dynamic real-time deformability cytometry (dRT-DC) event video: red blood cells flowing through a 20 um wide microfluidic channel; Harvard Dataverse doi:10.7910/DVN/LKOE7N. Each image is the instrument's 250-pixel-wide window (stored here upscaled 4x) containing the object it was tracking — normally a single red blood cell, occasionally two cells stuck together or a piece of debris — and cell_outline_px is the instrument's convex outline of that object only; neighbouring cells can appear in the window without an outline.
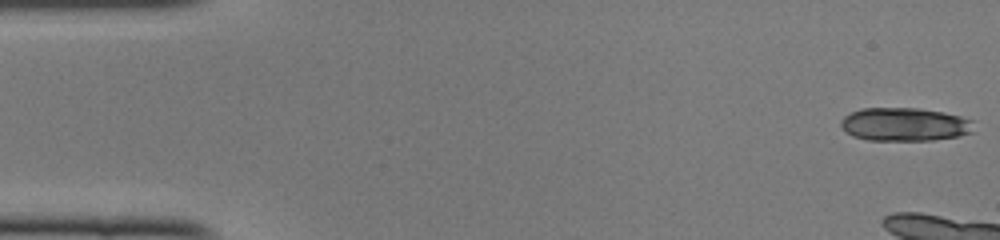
{"species": "common noctule bat (a hibernating species)", "species_latin": "Nyctalus noctula", "temperature_condition": "cold", "stored_images_in_passage": 9, "camera_frame_rate_fps": 3000, "um_per_image_px": 0.085, "animal": {"sex": "female", "body_mass_g": 22.0, "forearm_length_mm": 56.7}, "frame": {"image": 1, "passage_image": 1, "time_ms": 0.0, "image_size_px": [1000, 240], "cell_outline_px": [[972, 132], [960, 136], [932, 140], [868, 140], [852, 136], [840, 124], [840, 120], [844, 116], [860, 108], [920, 108], [944, 112], [960, 116], [972, 120]], "centroid_in_image_um": [76.89, 10.57], "position_along_channel_um": 8.1, "area_um2": 25.84}}